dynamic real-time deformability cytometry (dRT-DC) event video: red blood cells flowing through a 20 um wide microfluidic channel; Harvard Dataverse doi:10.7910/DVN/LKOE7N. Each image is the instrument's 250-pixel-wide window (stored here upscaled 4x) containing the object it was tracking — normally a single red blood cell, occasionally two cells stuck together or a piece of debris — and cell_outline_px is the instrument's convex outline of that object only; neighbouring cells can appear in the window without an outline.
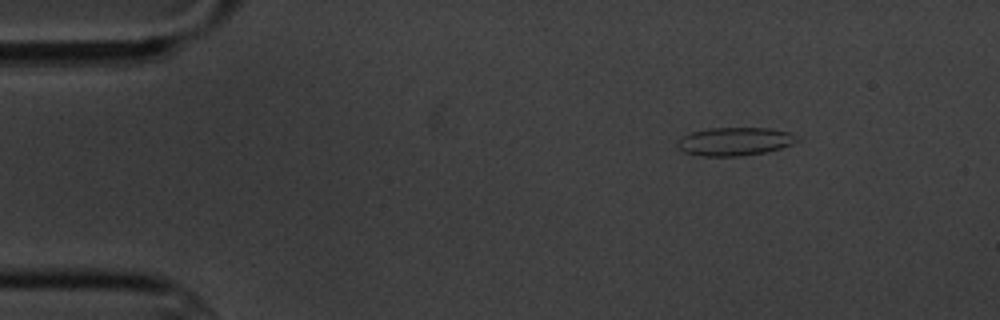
{"species": "common noctule bat (a hibernating species)", "species_latin": "Nyctalus noctula", "temperature_condition": "cold", "stored_images_in_passage": 10, "camera_frame_rate_fps": 3000, "um_per_image_px": 0.085, "animal": {"sex": "male", "body_mass_g": 20.1, "forearm_length_mm": 53.5}, "frame": {"image": 1, "passage_image": 1, "time_ms": 0.0, "image_size_px": [1000, 320], "cell_outline_px": [[800, 140], [792, 144], [780, 148], [764, 152], [740, 156], [704, 156], [684, 152], [676, 144], [684, 136], [692, 132], [708, 128], [772, 128], [792, 132]], "centroid_in_image_um": [62.5, 12.01], "position_along_channel_um": 22.5, "area_um2": 19.59}}
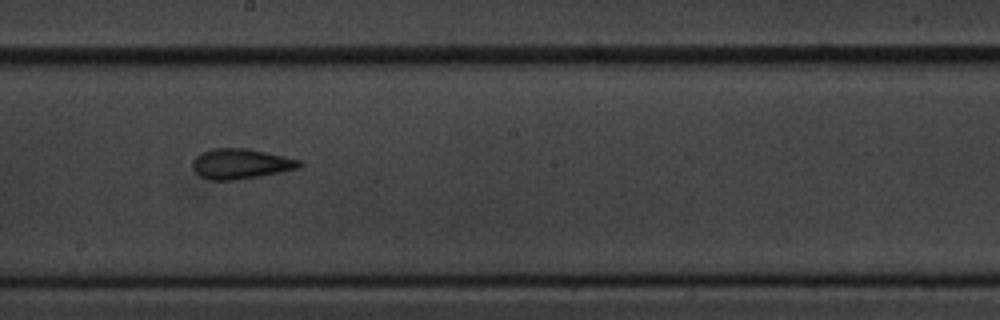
{"frame": {"image": 2, "passage_image": 7, "time_ms": 8.0, "image_size_px": [1000, 320], "cell_outline_px": [[304, 164], [300, 168], [260, 176], [232, 180], [208, 180], [200, 176], [192, 168], [192, 164], [196, 156], [212, 148], [248, 148], [284, 156], [300, 160]], "centroid_in_image_um": [20.48, 13.92], "position_along_channel_um": 227.7, "area_um2": 18.79}}
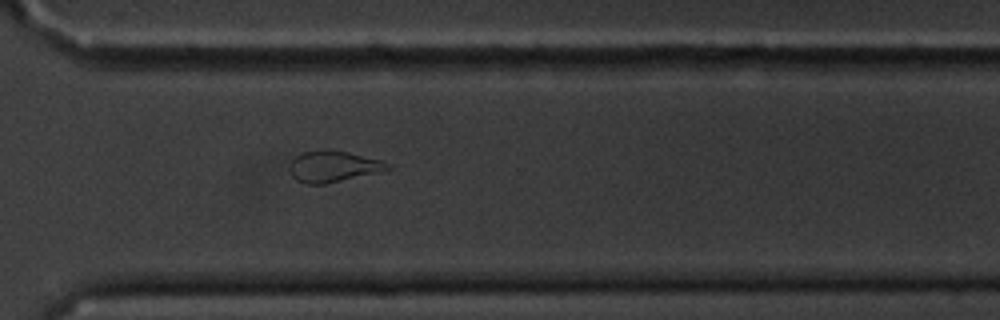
{"frame": {"image": 3, "passage_image": 10, "time_ms": 11.333, "image_size_px": [1000, 320], "cell_outline_px": [[392, 168], [376, 172], [324, 184], [304, 184], [296, 180], [292, 176], [288, 168], [288, 164], [296, 156], [304, 152], [348, 152], [380, 160], [392, 164]], "centroid_in_image_um": [28.29, 14.18], "position_along_channel_um": 342.3, "area_um2": 17.17}}